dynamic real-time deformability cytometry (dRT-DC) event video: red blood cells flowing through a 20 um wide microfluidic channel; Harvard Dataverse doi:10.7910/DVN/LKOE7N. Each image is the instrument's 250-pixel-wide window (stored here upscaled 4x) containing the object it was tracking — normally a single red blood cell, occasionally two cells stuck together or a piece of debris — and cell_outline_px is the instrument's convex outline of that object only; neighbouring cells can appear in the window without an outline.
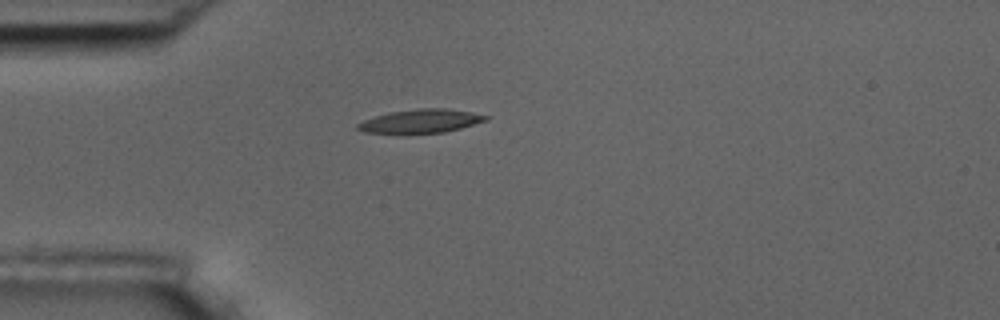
{"species": "common noctule bat (a hibernating species)", "species_latin": "Nyctalus noctula", "temperature_condition": "room temperature", "stored_images_in_passage": 2, "camera_frame_rate_fps": 3000, "um_per_image_px": 0.085, "animal": {"sex": "male", "body_mass_g": 17.5, "forearm_length_mm": 52.3}, "frame": {"image": 1, "passage_image": 1, "time_ms": 0.0, "image_size_px": [1000, 320], "cell_outline_px": [[488, 120], [460, 128], [444, 132], [408, 136], [364, 132], [356, 128], [356, 124], [364, 120], [376, 116], [392, 112], [420, 108], [444, 108], [472, 112], [488, 116]], "centroid_in_image_um": [35.71, 10.34], "position_along_channel_um": 49.3, "area_um2": 18.21}}